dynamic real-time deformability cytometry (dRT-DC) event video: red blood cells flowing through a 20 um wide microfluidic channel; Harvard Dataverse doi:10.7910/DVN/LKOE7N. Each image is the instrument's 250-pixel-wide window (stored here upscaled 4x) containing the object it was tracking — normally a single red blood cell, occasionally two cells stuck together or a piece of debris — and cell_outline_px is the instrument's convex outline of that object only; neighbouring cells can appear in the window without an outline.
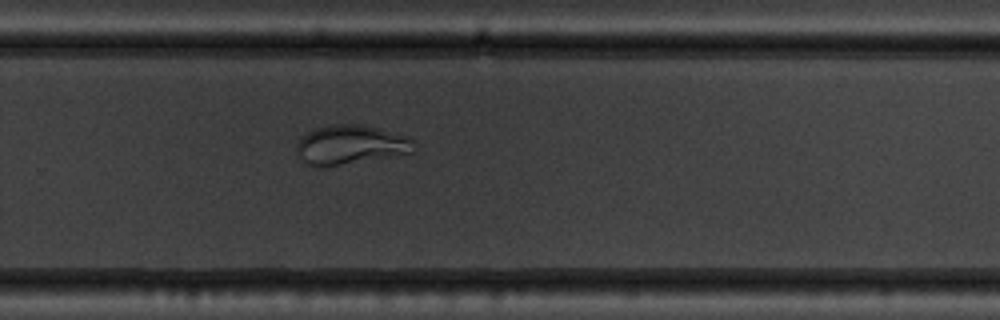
{"species": "common noctule bat (a hibernating species)", "species_latin": "Nyctalus noctula", "temperature_condition": "warm", "stored_images_in_passage": 55, "camera_frame_rate_fps": 3000, "um_per_image_px": 0.085, "animal": {"sex": "male", "body_mass_g": 19.5, "forearm_length_mm": 54.6}, "frame": {"image": 1, "passage_image": 37, "time_ms": 12.0, "image_size_px": [1000, 320], "cell_outline_px": [[416, 152], [320, 168], [308, 164], [300, 156], [296, 148], [296, 144], [308, 132], [316, 128], [336, 124], [352, 124], [376, 128], [408, 136], [412, 140]], "centroid_in_image_um": [29.81, 12.32], "position_along_channel_um": 300.0, "area_um2": 26.41}}
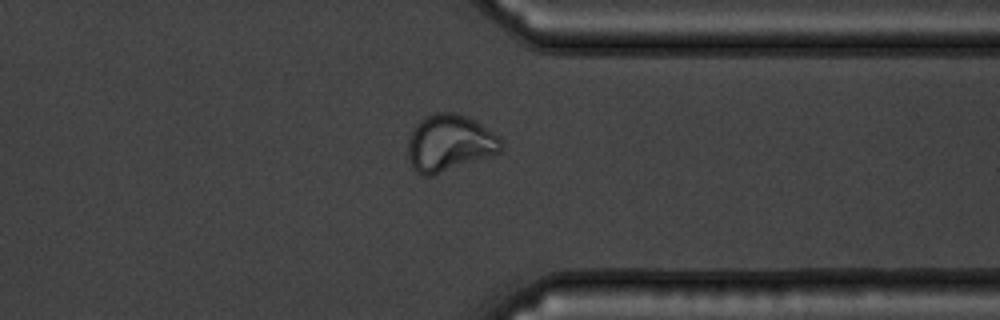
{"frame": {"image": 2, "passage_image": 43, "time_ms": 14.0, "image_size_px": [1000, 320], "cell_outline_px": [[504, 148], [500, 152], [432, 176], [424, 176], [416, 172], [412, 168], [408, 160], [408, 140], [416, 124], [424, 116], [436, 112], [452, 112], [468, 116], [480, 124], [496, 136], [504, 144]], "centroid_in_image_um": [38.17, 12.16], "position_along_channel_um": 373.2, "area_um2": 30.69}}
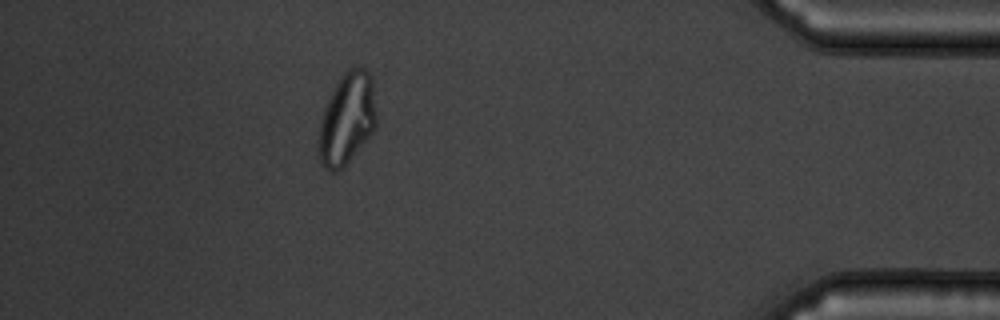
{"frame": {"image": 3, "passage_image": 49, "time_ms": 16.0, "image_size_px": [1000, 320], "cell_outline_px": [[376, 128], [344, 168], [336, 172], [332, 172], [324, 168], [316, 152], [316, 140], [320, 120], [324, 108], [332, 88], [340, 76], [348, 68], [364, 68], [372, 76], [376, 112]], "centroid_in_image_um": [29.45, 10.14], "position_along_channel_um": 405.7, "area_um2": 31.73}}